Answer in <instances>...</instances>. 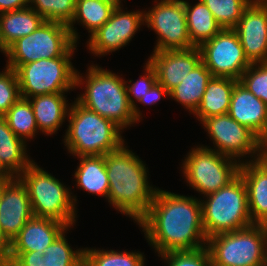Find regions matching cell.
Returning <instances> with one entry per match:
<instances>
[{
	"instance_id": "52a82bcc",
	"label": "cell",
	"mask_w": 267,
	"mask_h": 266,
	"mask_svg": "<svg viewBox=\"0 0 267 266\" xmlns=\"http://www.w3.org/2000/svg\"><path fill=\"white\" fill-rule=\"evenodd\" d=\"M206 247L212 266H267V225L213 235Z\"/></svg>"
},
{
	"instance_id": "7402d4cb",
	"label": "cell",
	"mask_w": 267,
	"mask_h": 266,
	"mask_svg": "<svg viewBox=\"0 0 267 266\" xmlns=\"http://www.w3.org/2000/svg\"><path fill=\"white\" fill-rule=\"evenodd\" d=\"M65 97V93H50L28 98L38 130L43 134H55L68 117L71 103L68 104Z\"/></svg>"
},
{
	"instance_id": "5bb4252c",
	"label": "cell",
	"mask_w": 267,
	"mask_h": 266,
	"mask_svg": "<svg viewBox=\"0 0 267 266\" xmlns=\"http://www.w3.org/2000/svg\"><path fill=\"white\" fill-rule=\"evenodd\" d=\"M145 11H125L116 7L110 19L88 39L87 48L95 56H105L128 45L142 25Z\"/></svg>"
},
{
	"instance_id": "836d02e7",
	"label": "cell",
	"mask_w": 267,
	"mask_h": 266,
	"mask_svg": "<svg viewBox=\"0 0 267 266\" xmlns=\"http://www.w3.org/2000/svg\"><path fill=\"white\" fill-rule=\"evenodd\" d=\"M239 82L267 105V62L251 63Z\"/></svg>"
},
{
	"instance_id": "30bf717a",
	"label": "cell",
	"mask_w": 267,
	"mask_h": 266,
	"mask_svg": "<svg viewBox=\"0 0 267 266\" xmlns=\"http://www.w3.org/2000/svg\"><path fill=\"white\" fill-rule=\"evenodd\" d=\"M72 64L71 57H55L17 66L14 70L20 96L32 98L37 95L74 90L77 69Z\"/></svg>"
},
{
	"instance_id": "8fae6325",
	"label": "cell",
	"mask_w": 267,
	"mask_h": 266,
	"mask_svg": "<svg viewBox=\"0 0 267 266\" xmlns=\"http://www.w3.org/2000/svg\"><path fill=\"white\" fill-rule=\"evenodd\" d=\"M144 12V24L154 30L157 43L154 51L187 50L196 47L187 27L185 0H158Z\"/></svg>"
},
{
	"instance_id": "4fadbf2b",
	"label": "cell",
	"mask_w": 267,
	"mask_h": 266,
	"mask_svg": "<svg viewBox=\"0 0 267 266\" xmlns=\"http://www.w3.org/2000/svg\"><path fill=\"white\" fill-rule=\"evenodd\" d=\"M202 62L213 77L240 79L251 65L234 29H222L199 47Z\"/></svg>"
},
{
	"instance_id": "e575fe53",
	"label": "cell",
	"mask_w": 267,
	"mask_h": 266,
	"mask_svg": "<svg viewBox=\"0 0 267 266\" xmlns=\"http://www.w3.org/2000/svg\"><path fill=\"white\" fill-rule=\"evenodd\" d=\"M144 68H145L144 76L141 75L140 79L136 80V82L132 83L133 80H130L129 81L130 85H129L127 84L128 82L125 81L128 100L130 105L133 107V113L138 122L142 118L141 117L142 113L139 110L140 108L137 107L135 101L139 102L142 96H145L148 90H150L153 87V85L157 82L155 69L150 65L148 61H146V65L144 66Z\"/></svg>"
},
{
	"instance_id": "f1b7e54d",
	"label": "cell",
	"mask_w": 267,
	"mask_h": 266,
	"mask_svg": "<svg viewBox=\"0 0 267 266\" xmlns=\"http://www.w3.org/2000/svg\"><path fill=\"white\" fill-rule=\"evenodd\" d=\"M185 13L188 33L191 42L196 47L212 39L222 30V27L217 23L212 12L202 0H198L192 6L189 2L185 1Z\"/></svg>"
},
{
	"instance_id": "ac0fdd59",
	"label": "cell",
	"mask_w": 267,
	"mask_h": 266,
	"mask_svg": "<svg viewBox=\"0 0 267 266\" xmlns=\"http://www.w3.org/2000/svg\"><path fill=\"white\" fill-rule=\"evenodd\" d=\"M67 228L49 246L44 253L39 251L11 252L10 266H84V249L75 251L65 238Z\"/></svg>"
},
{
	"instance_id": "8992f818",
	"label": "cell",
	"mask_w": 267,
	"mask_h": 266,
	"mask_svg": "<svg viewBox=\"0 0 267 266\" xmlns=\"http://www.w3.org/2000/svg\"><path fill=\"white\" fill-rule=\"evenodd\" d=\"M204 197H207L205 201H200L207 238L253 224L248 207L247 188L240 174L226 186Z\"/></svg>"
},
{
	"instance_id": "44dd1931",
	"label": "cell",
	"mask_w": 267,
	"mask_h": 266,
	"mask_svg": "<svg viewBox=\"0 0 267 266\" xmlns=\"http://www.w3.org/2000/svg\"><path fill=\"white\" fill-rule=\"evenodd\" d=\"M68 227L49 218L32 217L11 241V252L39 251L44 253Z\"/></svg>"
},
{
	"instance_id": "f546056e",
	"label": "cell",
	"mask_w": 267,
	"mask_h": 266,
	"mask_svg": "<svg viewBox=\"0 0 267 266\" xmlns=\"http://www.w3.org/2000/svg\"><path fill=\"white\" fill-rule=\"evenodd\" d=\"M3 116L9 128L25 143L39 132L28 98L20 97Z\"/></svg>"
},
{
	"instance_id": "cb8c5ba5",
	"label": "cell",
	"mask_w": 267,
	"mask_h": 266,
	"mask_svg": "<svg viewBox=\"0 0 267 266\" xmlns=\"http://www.w3.org/2000/svg\"><path fill=\"white\" fill-rule=\"evenodd\" d=\"M237 82L232 78L212 76L199 107L193 113L200 123L213 116L228 114L232 91Z\"/></svg>"
},
{
	"instance_id": "60d3db41",
	"label": "cell",
	"mask_w": 267,
	"mask_h": 266,
	"mask_svg": "<svg viewBox=\"0 0 267 266\" xmlns=\"http://www.w3.org/2000/svg\"><path fill=\"white\" fill-rule=\"evenodd\" d=\"M14 178L15 176L5 167L0 158V182H7Z\"/></svg>"
},
{
	"instance_id": "3957f363",
	"label": "cell",
	"mask_w": 267,
	"mask_h": 266,
	"mask_svg": "<svg viewBox=\"0 0 267 266\" xmlns=\"http://www.w3.org/2000/svg\"><path fill=\"white\" fill-rule=\"evenodd\" d=\"M80 85H85V91L76 101L85 108L111 120L122 130L138 122L128 100L126 82L121 76L92 63L85 77L76 71L75 87L81 88Z\"/></svg>"
},
{
	"instance_id": "ffe728a7",
	"label": "cell",
	"mask_w": 267,
	"mask_h": 266,
	"mask_svg": "<svg viewBox=\"0 0 267 266\" xmlns=\"http://www.w3.org/2000/svg\"><path fill=\"white\" fill-rule=\"evenodd\" d=\"M228 115L260 139L267 133V105L239 81L232 91Z\"/></svg>"
},
{
	"instance_id": "6da1fadb",
	"label": "cell",
	"mask_w": 267,
	"mask_h": 266,
	"mask_svg": "<svg viewBox=\"0 0 267 266\" xmlns=\"http://www.w3.org/2000/svg\"><path fill=\"white\" fill-rule=\"evenodd\" d=\"M155 253L206 247L200 199L157 189L146 215L137 223Z\"/></svg>"
},
{
	"instance_id": "f35d334b",
	"label": "cell",
	"mask_w": 267,
	"mask_h": 266,
	"mask_svg": "<svg viewBox=\"0 0 267 266\" xmlns=\"http://www.w3.org/2000/svg\"><path fill=\"white\" fill-rule=\"evenodd\" d=\"M11 265V242L0 230V266Z\"/></svg>"
},
{
	"instance_id": "ee69618b",
	"label": "cell",
	"mask_w": 267,
	"mask_h": 266,
	"mask_svg": "<svg viewBox=\"0 0 267 266\" xmlns=\"http://www.w3.org/2000/svg\"><path fill=\"white\" fill-rule=\"evenodd\" d=\"M252 4L255 5H265L267 6V0H250Z\"/></svg>"
},
{
	"instance_id": "7bdbcfd3",
	"label": "cell",
	"mask_w": 267,
	"mask_h": 266,
	"mask_svg": "<svg viewBox=\"0 0 267 266\" xmlns=\"http://www.w3.org/2000/svg\"><path fill=\"white\" fill-rule=\"evenodd\" d=\"M107 3H110L111 5H113L114 7H121V0H101Z\"/></svg>"
},
{
	"instance_id": "277c9868",
	"label": "cell",
	"mask_w": 267,
	"mask_h": 266,
	"mask_svg": "<svg viewBox=\"0 0 267 266\" xmlns=\"http://www.w3.org/2000/svg\"><path fill=\"white\" fill-rule=\"evenodd\" d=\"M67 120L69 125L63 142L76 157L104 156L125 143L119 126L76 100L70 105Z\"/></svg>"
},
{
	"instance_id": "9a60e30c",
	"label": "cell",
	"mask_w": 267,
	"mask_h": 266,
	"mask_svg": "<svg viewBox=\"0 0 267 266\" xmlns=\"http://www.w3.org/2000/svg\"><path fill=\"white\" fill-rule=\"evenodd\" d=\"M34 217L26 185L19 177L1 182L0 230L10 240Z\"/></svg>"
},
{
	"instance_id": "1f68e13d",
	"label": "cell",
	"mask_w": 267,
	"mask_h": 266,
	"mask_svg": "<svg viewBox=\"0 0 267 266\" xmlns=\"http://www.w3.org/2000/svg\"><path fill=\"white\" fill-rule=\"evenodd\" d=\"M222 29H233L250 0H202Z\"/></svg>"
},
{
	"instance_id": "83f0119b",
	"label": "cell",
	"mask_w": 267,
	"mask_h": 266,
	"mask_svg": "<svg viewBox=\"0 0 267 266\" xmlns=\"http://www.w3.org/2000/svg\"><path fill=\"white\" fill-rule=\"evenodd\" d=\"M115 8L110 3L101 0H76L75 14L68 25L74 43L77 44L79 38L74 28L76 21L81 23L91 36L110 19Z\"/></svg>"
},
{
	"instance_id": "603a6c76",
	"label": "cell",
	"mask_w": 267,
	"mask_h": 266,
	"mask_svg": "<svg viewBox=\"0 0 267 266\" xmlns=\"http://www.w3.org/2000/svg\"><path fill=\"white\" fill-rule=\"evenodd\" d=\"M44 18L30 6L0 14V44L3 53L16 40L33 33Z\"/></svg>"
},
{
	"instance_id": "484cf974",
	"label": "cell",
	"mask_w": 267,
	"mask_h": 266,
	"mask_svg": "<svg viewBox=\"0 0 267 266\" xmlns=\"http://www.w3.org/2000/svg\"><path fill=\"white\" fill-rule=\"evenodd\" d=\"M79 166L75 171L77 188L108 199L109 179L104 156H78Z\"/></svg>"
},
{
	"instance_id": "b9f144b4",
	"label": "cell",
	"mask_w": 267,
	"mask_h": 266,
	"mask_svg": "<svg viewBox=\"0 0 267 266\" xmlns=\"http://www.w3.org/2000/svg\"><path fill=\"white\" fill-rule=\"evenodd\" d=\"M260 158L267 162V133L261 139V156Z\"/></svg>"
},
{
	"instance_id": "5b68a950",
	"label": "cell",
	"mask_w": 267,
	"mask_h": 266,
	"mask_svg": "<svg viewBox=\"0 0 267 266\" xmlns=\"http://www.w3.org/2000/svg\"><path fill=\"white\" fill-rule=\"evenodd\" d=\"M18 177L27 187L34 217L53 219L68 228L75 224L77 199L70 188L34 161Z\"/></svg>"
},
{
	"instance_id": "2e32d148",
	"label": "cell",
	"mask_w": 267,
	"mask_h": 266,
	"mask_svg": "<svg viewBox=\"0 0 267 266\" xmlns=\"http://www.w3.org/2000/svg\"><path fill=\"white\" fill-rule=\"evenodd\" d=\"M233 29L250 63L267 62V6L251 3Z\"/></svg>"
},
{
	"instance_id": "ba28073f",
	"label": "cell",
	"mask_w": 267,
	"mask_h": 266,
	"mask_svg": "<svg viewBox=\"0 0 267 266\" xmlns=\"http://www.w3.org/2000/svg\"><path fill=\"white\" fill-rule=\"evenodd\" d=\"M76 47L68 25L44 21L33 33L19 38L5 50L6 66L15 69L39 59L72 57Z\"/></svg>"
},
{
	"instance_id": "4dcf8cb0",
	"label": "cell",
	"mask_w": 267,
	"mask_h": 266,
	"mask_svg": "<svg viewBox=\"0 0 267 266\" xmlns=\"http://www.w3.org/2000/svg\"><path fill=\"white\" fill-rule=\"evenodd\" d=\"M143 253L84 248V266H144Z\"/></svg>"
},
{
	"instance_id": "74e56055",
	"label": "cell",
	"mask_w": 267,
	"mask_h": 266,
	"mask_svg": "<svg viewBox=\"0 0 267 266\" xmlns=\"http://www.w3.org/2000/svg\"><path fill=\"white\" fill-rule=\"evenodd\" d=\"M169 97V92L162 86L158 81L153 85V87L148 90L145 96L139 100V103L145 105L156 104L162 97Z\"/></svg>"
},
{
	"instance_id": "7c38bea8",
	"label": "cell",
	"mask_w": 267,
	"mask_h": 266,
	"mask_svg": "<svg viewBox=\"0 0 267 266\" xmlns=\"http://www.w3.org/2000/svg\"><path fill=\"white\" fill-rule=\"evenodd\" d=\"M201 124L215 145V149L208 146L205 148L237 159L239 163L243 162L240 159H243L244 156L247 157L246 155L252 156V161L260 159L261 139L228 114L210 117Z\"/></svg>"
},
{
	"instance_id": "4316f807",
	"label": "cell",
	"mask_w": 267,
	"mask_h": 266,
	"mask_svg": "<svg viewBox=\"0 0 267 266\" xmlns=\"http://www.w3.org/2000/svg\"><path fill=\"white\" fill-rule=\"evenodd\" d=\"M26 146V143L9 128L4 116H0V158L15 177L33 162L26 153Z\"/></svg>"
},
{
	"instance_id": "9c48e42d",
	"label": "cell",
	"mask_w": 267,
	"mask_h": 266,
	"mask_svg": "<svg viewBox=\"0 0 267 266\" xmlns=\"http://www.w3.org/2000/svg\"><path fill=\"white\" fill-rule=\"evenodd\" d=\"M186 156L181 169L185 181L204 196L226 186L239 174L237 160L203 145L191 148Z\"/></svg>"
},
{
	"instance_id": "d6a6232c",
	"label": "cell",
	"mask_w": 267,
	"mask_h": 266,
	"mask_svg": "<svg viewBox=\"0 0 267 266\" xmlns=\"http://www.w3.org/2000/svg\"><path fill=\"white\" fill-rule=\"evenodd\" d=\"M32 5V6H31ZM76 0H30V7L45 21L69 25L75 14Z\"/></svg>"
},
{
	"instance_id": "d4e9b609",
	"label": "cell",
	"mask_w": 267,
	"mask_h": 266,
	"mask_svg": "<svg viewBox=\"0 0 267 266\" xmlns=\"http://www.w3.org/2000/svg\"><path fill=\"white\" fill-rule=\"evenodd\" d=\"M211 72L201 61L189 74L169 91V97L182 104L190 114L199 107L206 90Z\"/></svg>"
},
{
	"instance_id": "e0dca14e",
	"label": "cell",
	"mask_w": 267,
	"mask_h": 266,
	"mask_svg": "<svg viewBox=\"0 0 267 266\" xmlns=\"http://www.w3.org/2000/svg\"><path fill=\"white\" fill-rule=\"evenodd\" d=\"M148 62L155 69L157 81L169 92L181 83L201 61L198 47L187 50L153 51Z\"/></svg>"
},
{
	"instance_id": "7a4b0ae2",
	"label": "cell",
	"mask_w": 267,
	"mask_h": 266,
	"mask_svg": "<svg viewBox=\"0 0 267 266\" xmlns=\"http://www.w3.org/2000/svg\"><path fill=\"white\" fill-rule=\"evenodd\" d=\"M105 166L109 204L138 223L146 215L158 189L150 186L146 164L123 144L105 155Z\"/></svg>"
},
{
	"instance_id": "d6986e66",
	"label": "cell",
	"mask_w": 267,
	"mask_h": 266,
	"mask_svg": "<svg viewBox=\"0 0 267 266\" xmlns=\"http://www.w3.org/2000/svg\"><path fill=\"white\" fill-rule=\"evenodd\" d=\"M239 174L247 188L248 207L253 224L267 225V162L261 158L253 161L243 159Z\"/></svg>"
},
{
	"instance_id": "ab89813d",
	"label": "cell",
	"mask_w": 267,
	"mask_h": 266,
	"mask_svg": "<svg viewBox=\"0 0 267 266\" xmlns=\"http://www.w3.org/2000/svg\"><path fill=\"white\" fill-rule=\"evenodd\" d=\"M30 6V0H0V14Z\"/></svg>"
},
{
	"instance_id": "d590c367",
	"label": "cell",
	"mask_w": 267,
	"mask_h": 266,
	"mask_svg": "<svg viewBox=\"0 0 267 266\" xmlns=\"http://www.w3.org/2000/svg\"><path fill=\"white\" fill-rule=\"evenodd\" d=\"M167 266H211V257L207 247L195 250L170 251L159 255Z\"/></svg>"
},
{
	"instance_id": "8d00e7d4",
	"label": "cell",
	"mask_w": 267,
	"mask_h": 266,
	"mask_svg": "<svg viewBox=\"0 0 267 266\" xmlns=\"http://www.w3.org/2000/svg\"><path fill=\"white\" fill-rule=\"evenodd\" d=\"M20 97L16 72L6 66L0 72V116H3Z\"/></svg>"
}]
</instances>
